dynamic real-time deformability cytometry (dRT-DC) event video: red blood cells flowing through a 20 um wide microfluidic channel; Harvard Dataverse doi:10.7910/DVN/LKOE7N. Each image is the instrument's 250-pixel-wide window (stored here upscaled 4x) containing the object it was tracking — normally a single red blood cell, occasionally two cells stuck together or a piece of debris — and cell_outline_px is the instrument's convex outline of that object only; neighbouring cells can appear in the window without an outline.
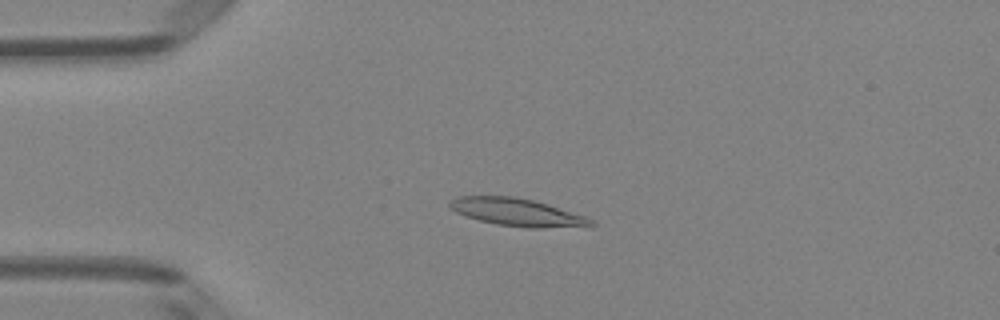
{"species": "Egyptian fruit bat (a non-hibernating species)", "species_latin": "Rousettus aegyptiacus", "temperature_condition": "room temperature", "stored_images_in_passage": 49, "camera_frame_rate_fps": 3000, "um_per_image_px": 0.085, "animal": {"sex": "female"}, "frame": {"image": 1, "passage_image": 11, "time_ms": 3.333, "image_size_px": [1000, 320], "cell_outline_px": [[596, 224], [592, 228], [528, 228], [496, 224], [480, 220], [456, 212], [448, 208], [448, 200], [460, 196], [516, 196], [548, 204], [588, 216], [596, 220]], "centroid_in_image_um": [44.1, 18.06], "position_along_channel_um": 40.9, "area_um2": 23.47}}
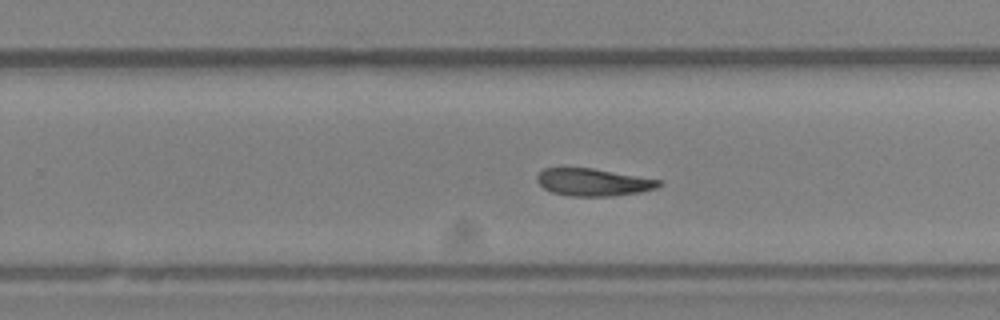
{"frame": {"image": 2, "passage_image": 31, "time_ms": 10.0, "image_size_px": [1000, 320], "cell_outline_px": [[664, 184], [656, 188], [640, 192], [612, 196], [572, 196], [552, 192], [544, 188], [536, 180], [536, 176], [544, 168], [592, 168], [660, 180]], "centroid_in_image_um": [50.43, 15.49], "position_along_channel_um": 279.4, "area_um2": 19.31}}
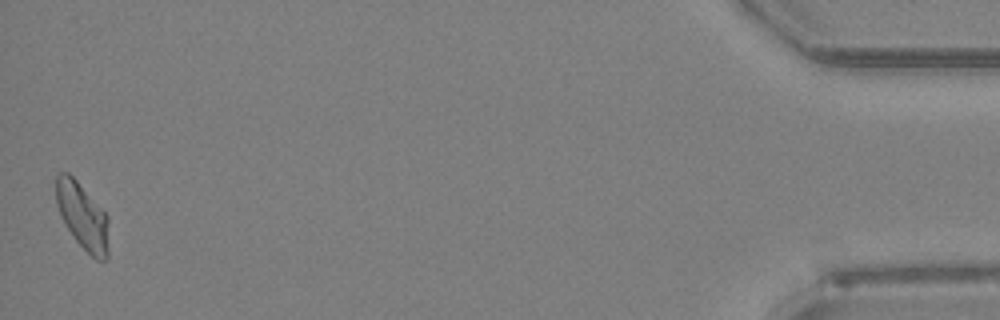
{"frame": {"image": 3, "passage_image": 49, "time_ms": 16.0, "image_size_px": [1000, 320], "cell_outline_px": [[108, 256], [104, 260], [96, 260], [76, 240], [64, 224], [56, 204], [56, 176], [60, 172], [68, 172], [76, 180], [108, 216]], "centroid_in_image_um": [7.01, 18.37], "position_along_channel_um": 428.2, "area_um2": 20.17}}